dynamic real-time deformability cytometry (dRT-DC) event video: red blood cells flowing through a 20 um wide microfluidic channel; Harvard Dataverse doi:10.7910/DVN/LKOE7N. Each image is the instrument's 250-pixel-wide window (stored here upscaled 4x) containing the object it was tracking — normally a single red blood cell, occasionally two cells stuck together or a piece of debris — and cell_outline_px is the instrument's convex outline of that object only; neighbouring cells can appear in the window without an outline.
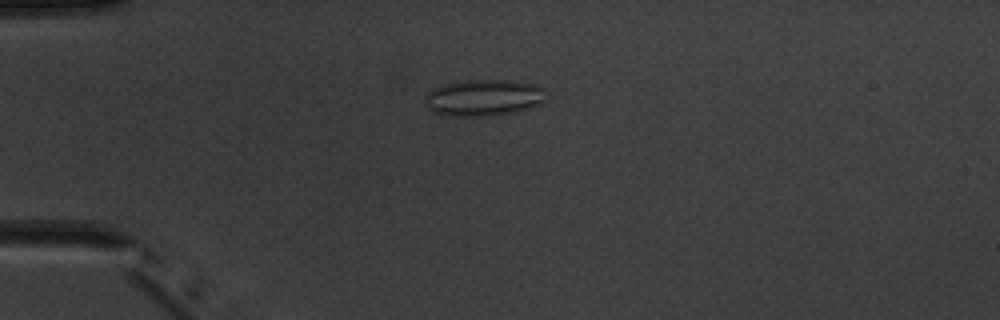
{"species": "common noctule bat (a hibernating species)", "species_latin": "Nyctalus noctula", "temperature_condition": "warm", "stored_images_in_passage": 2, "camera_frame_rate_fps": 3000, "um_per_image_px": 0.085, "animal": {"sex": "male", "body_mass_g": 20.1, "forearm_length_mm": 53.5}, "frame": {"image": 1, "passage_image": 2, "time_ms": 1.333, "image_size_px": [1000, 320], "cell_outline_px": [[544, 100], [540, 104], [516, 112], [488, 116], [440, 116], [428, 108], [424, 104], [424, 96], [432, 88], [444, 84], [464, 80], [512, 80], [540, 84], [544, 88]], "centroid_in_image_um": [41.08, 8.3], "position_along_channel_um": 43.9, "area_um2": 26.3}}